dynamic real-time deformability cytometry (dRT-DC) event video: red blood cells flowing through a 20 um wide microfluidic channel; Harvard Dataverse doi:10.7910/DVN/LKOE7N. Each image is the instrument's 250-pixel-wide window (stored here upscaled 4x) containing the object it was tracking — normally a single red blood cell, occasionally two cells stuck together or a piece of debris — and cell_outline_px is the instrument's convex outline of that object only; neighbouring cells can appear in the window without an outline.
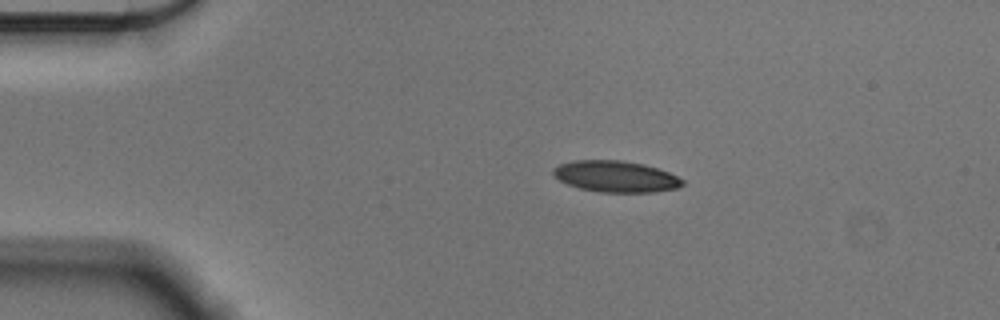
{"species": "Egyptian fruit bat (a non-hibernating species)", "species_latin": "Rousettus aegyptiacus", "temperature_condition": "cold", "stored_images_in_passage": 46, "camera_frame_rate_fps": 3000, "um_per_image_px": 0.085, "animal": {"sex": "male"}, "frame": {"image": 1, "passage_image": 1, "time_ms": 0.0, "image_size_px": [1000, 320], "cell_outline_px": [[684, 184], [676, 188], [656, 192], [600, 192], [580, 188], [568, 184], [552, 176], [552, 168], [560, 164], [572, 160], [620, 160], [644, 164], [668, 172], [684, 180]], "centroid_in_image_um": [52.31, 14.99], "position_along_channel_um": 32.7, "area_um2": 23.58}}
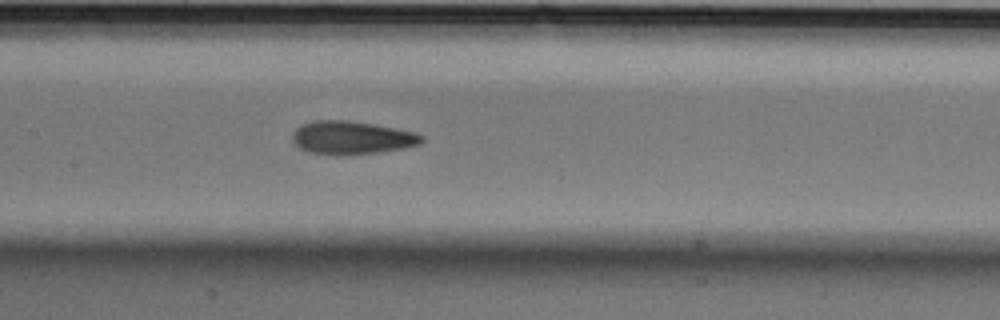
{"frame": {"image": 2, "passage_image": 17, "time_ms": 5.333, "image_size_px": [1000, 320], "cell_outline_px": [[424, 140], [420, 144], [404, 148], [380, 152], [348, 156], [336, 156], [308, 152], [300, 148], [292, 140], [292, 132], [300, 124], [312, 120], [348, 120], [376, 124], [416, 132], [424, 136]], "centroid_in_image_um": [29.89, 11.71], "position_along_channel_um": 177.5, "area_um2": 25.66}}
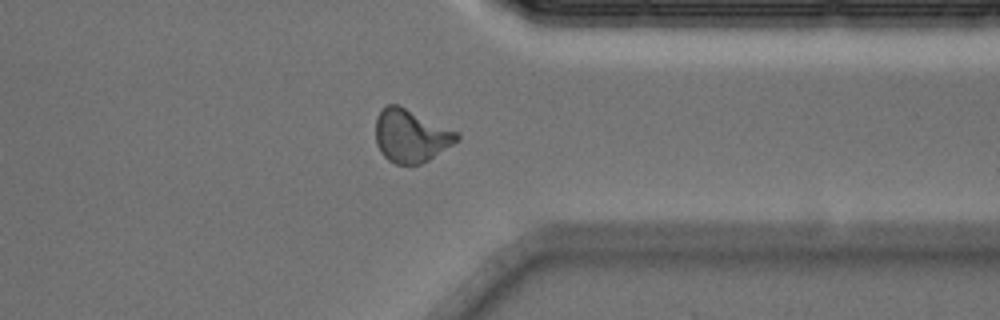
{"frame": {"image": 3, "passage_image": 34, "time_ms": 11.0, "image_size_px": [1000, 320], "cell_outline_px": [[460, 140], [428, 160], [420, 164], [396, 164], [388, 160], [380, 152], [376, 144], [376, 120], [380, 112], [388, 104], [396, 104], [460, 132]], "centroid_in_image_um": [34.95, 11.56], "position_along_channel_um": 376.5, "area_um2": 24.97}, "authors_computed_cell_mechanics": {"area_um2": 23.9292, "velocity_mm_per_s": 3.5746, "shape_relaxation_time_tau1_ms": 5.1273, "shape_relaxation_time_tau2_ms": 2.5019, "deformation_change_tau1": 0.1357, "deformation_change_tau2": 0.0898}}